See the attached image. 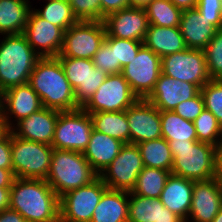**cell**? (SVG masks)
Masks as SVG:
<instances>
[{
	"mask_svg": "<svg viewBox=\"0 0 222 222\" xmlns=\"http://www.w3.org/2000/svg\"><path fill=\"white\" fill-rule=\"evenodd\" d=\"M2 95H3V92H2V90L0 89V107H1V103H2Z\"/></svg>",
	"mask_w": 222,
	"mask_h": 222,
	"instance_id": "obj_53",
	"label": "cell"
},
{
	"mask_svg": "<svg viewBox=\"0 0 222 222\" xmlns=\"http://www.w3.org/2000/svg\"><path fill=\"white\" fill-rule=\"evenodd\" d=\"M105 37L104 21L78 20L64 32L63 45L57 57L92 59Z\"/></svg>",
	"mask_w": 222,
	"mask_h": 222,
	"instance_id": "obj_8",
	"label": "cell"
},
{
	"mask_svg": "<svg viewBox=\"0 0 222 222\" xmlns=\"http://www.w3.org/2000/svg\"><path fill=\"white\" fill-rule=\"evenodd\" d=\"M101 3V21L111 13L129 7L128 0H100Z\"/></svg>",
	"mask_w": 222,
	"mask_h": 222,
	"instance_id": "obj_44",
	"label": "cell"
},
{
	"mask_svg": "<svg viewBox=\"0 0 222 222\" xmlns=\"http://www.w3.org/2000/svg\"><path fill=\"white\" fill-rule=\"evenodd\" d=\"M150 25L179 27L182 10L170 0H153L145 7Z\"/></svg>",
	"mask_w": 222,
	"mask_h": 222,
	"instance_id": "obj_33",
	"label": "cell"
},
{
	"mask_svg": "<svg viewBox=\"0 0 222 222\" xmlns=\"http://www.w3.org/2000/svg\"><path fill=\"white\" fill-rule=\"evenodd\" d=\"M143 168L139 147L136 144H124L116 158L99 177L108 189L131 192Z\"/></svg>",
	"mask_w": 222,
	"mask_h": 222,
	"instance_id": "obj_11",
	"label": "cell"
},
{
	"mask_svg": "<svg viewBox=\"0 0 222 222\" xmlns=\"http://www.w3.org/2000/svg\"><path fill=\"white\" fill-rule=\"evenodd\" d=\"M42 108L43 106L39 95L28 83L11 87L3 92L0 110L10 129L13 128L9 120L12 115H14V118L16 117L17 122H19L21 119L29 117L32 113Z\"/></svg>",
	"mask_w": 222,
	"mask_h": 222,
	"instance_id": "obj_20",
	"label": "cell"
},
{
	"mask_svg": "<svg viewBox=\"0 0 222 222\" xmlns=\"http://www.w3.org/2000/svg\"><path fill=\"white\" fill-rule=\"evenodd\" d=\"M139 147L144 167L171 171L173 155L166 139L159 138L137 144Z\"/></svg>",
	"mask_w": 222,
	"mask_h": 222,
	"instance_id": "obj_30",
	"label": "cell"
},
{
	"mask_svg": "<svg viewBox=\"0 0 222 222\" xmlns=\"http://www.w3.org/2000/svg\"><path fill=\"white\" fill-rule=\"evenodd\" d=\"M98 176L83 153L53 148L46 181L59 198L71 190L88 185Z\"/></svg>",
	"mask_w": 222,
	"mask_h": 222,
	"instance_id": "obj_5",
	"label": "cell"
},
{
	"mask_svg": "<svg viewBox=\"0 0 222 222\" xmlns=\"http://www.w3.org/2000/svg\"><path fill=\"white\" fill-rule=\"evenodd\" d=\"M193 187L194 181L171 173L160 196L161 203L185 222L189 219Z\"/></svg>",
	"mask_w": 222,
	"mask_h": 222,
	"instance_id": "obj_22",
	"label": "cell"
},
{
	"mask_svg": "<svg viewBox=\"0 0 222 222\" xmlns=\"http://www.w3.org/2000/svg\"><path fill=\"white\" fill-rule=\"evenodd\" d=\"M77 20L101 21L100 0H67Z\"/></svg>",
	"mask_w": 222,
	"mask_h": 222,
	"instance_id": "obj_40",
	"label": "cell"
},
{
	"mask_svg": "<svg viewBox=\"0 0 222 222\" xmlns=\"http://www.w3.org/2000/svg\"><path fill=\"white\" fill-rule=\"evenodd\" d=\"M170 174L171 171L144 167L139 173L136 185L131 192L142 197L160 198Z\"/></svg>",
	"mask_w": 222,
	"mask_h": 222,
	"instance_id": "obj_32",
	"label": "cell"
},
{
	"mask_svg": "<svg viewBox=\"0 0 222 222\" xmlns=\"http://www.w3.org/2000/svg\"><path fill=\"white\" fill-rule=\"evenodd\" d=\"M92 131L91 117L82 108L59 111L51 146L55 149L83 153L88 146Z\"/></svg>",
	"mask_w": 222,
	"mask_h": 222,
	"instance_id": "obj_7",
	"label": "cell"
},
{
	"mask_svg": "<svg viewBox=\"0 0 222 222\" xmlns=\"http://www.w3.org/2000/svg\"><path fill=\"white\" fill-rule=\"evenodd\" d=\"M0 168L13 172L11 158V131L0 140Z\"/></svg>",
	"mask_w": 222,
	"mask_h": 222,
	"instance_id": "obj_43",
	"label": "cell"
},
{
	"mask_svg": "<svg viewBox=\"0 0 222 222\" xmlns=\"http://www.w3.org/2000/svg\"><path fill=\"white\" fill-rule=\"evenodd\" d=\"M179 29L186 48L203 50L218 30L195 9L183 10Z\"/></svg>",
	"mask_w": 222,
	"mask_h": 222,
	"instance_id": "obj_23",
	"label": "cell"
},
{
	"mask_svg": "<svg viewBox=\"0 0 222 222\" xmlns=\"http://www.w3.org/2000/svg\"><path fill=\"white\" fill-rule=\"evenodd\" d=\"M197 10L217 29H222V0H197Z\"/></svg>",
	"mask_w": 222,
	"mask_h": 222,
	"instance_id": "obj_41",
	"label": "cell"
},
{
	"mask_svg": "<svg viewBox=\"0 0 222 222\" xmlns=\"http://www.w3.org/2000/svg\"><path fill=\"white\" fill-rule=\"evenodd\" d=\"M59 111L43 107L17 122L11 132L24 140L51 145ZM16 130V131H15Z\"/></svg>",
	"mask_w": 222,
	"mask_h": 222,
	"instance_id": "obj_21",
	"label": "cell"
},
{
	"mask_svg": "<svg viewBox=\"0 0 222 222\" xmlns=\"http://www.w3.org/2000/svg\"><path fill=\"white\" fill-rule=\"evenodd\" d=\"M0 43V89L28 83L40 56L29 45L24 34L6 35Z\"/></svg>",
	"mask_w": 222,
	"mask_h": 222,
	"instance_id": "obj_4",
	"label": "cell"
},
{
	"mask_svg": "<svg viewBox=\"0 0 222 222\" xmlns=\"http://www.w3.org/2000/svg\"><path fill=\"white\" fill-rule=\"evenodd\" d=\"M138 99L121 73L111 74L81 108L87 113L126 111Z\"/></svg>",
	"mask_w": 222,
	"mask_h": 222,
	"instance_id": "obj_10",
	"label": "cell"
},
{
	"mask_svg": "<svg viewBox=\"0 0 222 222\" xmlns=\"http://www.w3.org/2000/svg\"><path fill=\"white\" fill-rule=\"evenodd\" d=\"M69 84L75 91V100L82 107L108 76L94 66L92 59L57 57Z\"/></svg>",
	"mask_w": 222,
	"mask_h": 222,
	"instance_id": "obj_14",
	"label": "cell"
},
{
	"mask_svg": "<svg viewBox=\"0 0 222 222\" xmlns=\"http://www.w3.org/2000/svg\"><path fill=\"white\" fill-rule=\"evenodd\" d=\"M10 188L0 187V212L10 208Z\"/></svg>",
	"mask_w": 222,
	"mask_h": 222,
	"instance_id": "obj_47",
	"label": "cell"
},
{
	"mask_svg": "<svg viewBox=\"0 0 222 222\" xmlns=\"http://www.w3.org/2000/svg\"><path fill=\"white\" fill-rule=\"evenodd\" d=\"M222 206V178L195 181L189 216L193 222H211Z\"/></svg>",
	"mask_w": 222,
	"mask_h": 222,
	"instance_id": "obj_18",
	"label": "cell"
},
{
	"mask_svg": "<svg viewBox=\"0 0 222 222\" xmlns=\"http://www.w3.org/2000/svg\"><path fill=\"white\" fill-rule=\"evenodd\" d=\"M204 109V99L199 92L194 98L178 104L174 112L183 119L194 121Z\"/></svg>",
	"mask_w": 222,
	"mask_h": 222,
	"instance_id": "obj_42",
	"label": "cell"
},
{
	"mask_svg": "<svg viewBox=\"0 0 222 222\" xmlns=\"http://www.w3.org/2000/svg\"><path fill=\"white\" fill-rule=\"evenodd\" d=\"M15 176L9 169L0 168V187H12Z\"/></svg>",
	"mask_w": 222,
	"mask_h": 222,
	"instance_id": "obj_46",
	"label": "cell"
},
{
	"mask_svg": "<svg viewBox=\"0 0 222 222\" xmlns=\"http://www.w3.org/2000/svg\"><path fill=\"white\" fill-rule=\"evenodd\" d=\"M173 155L171 173L192 181L217 177V147L198 140L168 141Z\"/></svg>",
	"mask_w": 222,
	"mask_h": 222,
	"instance_id": "obj_3",
	"label": "cell"
},
{
	"mask_svg": "<svg viewBox=\"0 0 222 222\" xmlns=\"http://www.w3.org/2000/svg\"><path fill=\"white\" fill-rule=\"evenodd\" d=\"M128 1H129V7L145 8L153 0H128Z\"/></svg>",
	"mask_w": 222,
	"mask_h": 222,
	"instance_id": "obj_51",
	"label": "cell"
},
{
	"mask_svg": "<svg viewBox=\"0 0 222 222\" xmlns=\"http://www.w3.org/2000/svg\"><path fill=\"white\" fill-rule=\"evenodd\" d=\"M10 208L28 222H60L59 196L46 180L15 178Z\"/></svg>",
	"mask_w": 222,
	"mask_h": 222,
	"instance_id": "obj_1",
	"label": "cell"
},
{
	"mask_svg": "<svg viewBox=\"0 0 222 222\" xmlns=\"http://www.w3.org/2000/svg\"><path fill=\"white\" fill-rule=\"evenodd\" d=\"M128 198L129 192L107 189L90 222H128Z\"/></svg>",
	"mask_w": 222,
	"mask_h": 222,
	"instance_id": "obj_27",
	"label": "cell"
},
{
	"mask_svg": "<svg viewBox=\"0 0 222 222\" xmlns=\"http://www.w3.org/2000/svg\"><path fill=\"white\" fill-rule=\"evenodd\" d=\"M128 222H185L166 208L160 198L142 197L129 192Z\"/></svg>",
	"mask_w": 222,
	"mask_h": 222,
	"instance_id": "obj_24",
	"label": "cell"
},
{
	"mask_svg": "<svg viewBox=\"0 0 222 222\" xmlns=\"http://www.w3.org/2000/svg\"><path fill=\"white\" fill-rule=\"evenodd\" d=\"M41 18L66 31L78 20L67 0H49L43 10H34Z\"/></svg>",
	"mask_w": 222,
	"mask_h": 222,
	"instance_id": "obj_34",
	"label": "cell"
},
{
	"mask_svg": "<svg viewBox=\"0 0 222 222\" xmlns=\"http://www.w3.org/2000/svg\"><path fill=\"white\" fill-rule=\"evenodd\" d=\"M199 92L197 85L161 73L146 100L159 111H174L178 104L194 98Z\"/></svg>",
	"mask_w": 222,
	"mask_h": 222,
	"instance_id": "obj_19",
	"label": "cell"
},
{
	"mask_svg": "<svg viewBox=\"0 0 222 222\" xmlns=\"http://www.w3.org/2000/svg\"><path fill=\"white\" fill-rule=\"evenodd\" d=\"M143 45L161 58L186 49L179 27L149 25Z\"/></svg>",
	"mask_w": 222,
	"mask_h": 222,
	"instance_id": "obj_26",
	"label": "cell"
},
{
	"mask_svg": "<svg viewBox=\"0 0 222 222\" xmlns=\"http://www.w3.org/2000/svg\"><path fill=\"white\" fill-rule=\"evenodd\" d=\"M11 129L8 127L7 122L5 121V118L0 110V140H2Z\"/></svg>",
	"mask_w": 222,
	"mask_h": 222,
	"instance_id": "obj_49",
	"label": "cell"
},
{
	"mask_svg": "<svg viewBox=\"0 0 222 222\" xmlns=\"http://www.w3.org/2000/svg\"><path fill=\"white\" fill-rule=\"evenodd\" d=\"M28 84L39 95L45 108L60 112L81 108L57 57H40L35 63Z\"/></svg>",
	"mask_w": 222,
	"mask_h": 222,
	"instance_id": "obj_2",
	"label": "cell"
},
{
	"mask_svg": "<svg viewBox=\"0 0 222 222\" xmlns=\"http://www.w3.org/2000/svg\"><path fill=\"white\" fill-rule=\"evenodd\" d=\"M193 124L198 141L218 146L222 140V126L209 110L204 109Z\"/></svg>",
	"mask_w": 222,
	"mask_h": 222,
	"instance_id": "obj_35",
	"label": "cell"
},
{
	"mask_svg": "<svg viewBox=\"0 0 222 222\" xmlns=\"http://www.w3.org/2000/svg\"><path fill=\"white\" fill-rule=\"evenodd\" d=\"M130 144L162 138L160 111L146 99H138L126 111Z\"/></svg>",
	"mask_w": 222,
	"mask_h": 222,
	"instance_id": "obj_16",
	"label": "cell"
},
{
	"mask_svg": "<svg viewBox=\"0 0 222 222\" xmlns=\"http://www.w3.org/2000/svg\"><path fill=\"white\" fill-rule=\"evenodd\" d=\"M106 32L111 37L142 41L149 27L145 8L127 7L109 14L104 19Z\"/></svg>",
	"mask_w": 222,
	"mask_h": 222,
	"instance_id": "obj_17",
	"label": "cell"
},
{
	"mask_svg": "<svg viewBox=\"0 0 222 222\" xmlns=\"http://www.w3.org/2000/svg\"><path fill=\"white\" fill-rule=\"evenodd\" d=\"M211 222H222V206L218 214L214 217V219Z\"/></svg>",
	"mask_w": 222,
	"mask_h": 222,
	"instance_id": "obj_52",
	"label": "cell"
},
{
	"mask_svg": "<svg viewBox=\"0 0 222 222\" xmlns=\"http://www.w3.org/2000/svg\"><path fill=\"white\" fill-rule=\"evenodd\" d=\"M162 73L161 57L144 45L136 57L122 68L121 74L139 99H146Z\"/></svg>",
	"mask_w": 222,
	"mask_h": 222,
	"instance_id": "obj_12",
	"label": "cell"
},
{
	"mask_svg": "<svg viewBox=\"0 0 222 222\" xmlns=\"http://www.w3.org/2000/svg\"><path fill=\"white\" fill-rule=\"evenodd\" d=\"M64 30L30 11L24 30L29 45L40 57H57L61 51ZM38 47V48H37ZM41 50V52L39 51Z\"/></svg>",
	"mask_w": 222,
	"mask_h": 222,
	"instance_id": "obj_15",
	"label": "cell"
},
{
	"mask_svg": "<svg viewBox=\"0 0 222 222\" xmlns=\"http://www.w3.org/2000/svg\"><path fill=\"white\" fill-rule=\"evenodd\" d=\"M217 171L218 175L222 177V140L217 146Z\"/></svg>",
	"mask_w": 222,
	"mask_h": 222,
	"instance_id": "obj_50",
	"label": "cell"
},
{
	"mask_svg": "<svg viewBox=\"0 0 222 222\" xmlns=\"http://www.w3.org/2000/svg\"><path fill=\"white\" fill-rule=\"evenodd\" d=\"M177 8L183 10L195 9L197 0H170Z\"/></svg>",
	"mask_w": 222,
	"mask_h": 222,
	"instance_id": "obj_48",
	"label": "cell"
},
{
	"mask_svg": "<svg viewBox=\"0 0 222 222\" xmlns=\"http://www.w3.org/2000/svg\"><path fill=\"white\" fill-rule=\"evenodd\" d=\"M107 185L98 176L86 186L71 190L59 198L60 222H90Z\"/></svg>",
	"mask_w": 222,
	"mask_h": 222,
	"instance_id": "obj_9",
	"label": "cell"
},
{
	"mask_svg": "<svg viewBox=\"0 0 222 222\" xmlns=\"http://www.w3.org/2000/svg\"><path fill=\"white\" fill-rule=\"evenodd\" d=\"M125 143L93 129L87 148L83 152L92 169L101 172L116 158Z\"/></svg>",
	"mask_w": 222,
	"mask_h": 222,
	"instance_id": "obj_25",
	"label": "cell"
},
{
	"mask_svg": "<svg viewBox=\"0 0 222 222\" xmlns=\"http://www.w3.org/2000/svg\"><path fill=\"white\" fill-rule=\"evenodd\" d=\"M93 129L122 141L130 143V130L125 111L89 113Z\"/></svg>",
	"mask_w": 222,
	"mask_h": 222,
	"instance_id": "obj_29",
	"label": "cell"
},
{
	"mask_svg": "<svg viewBox=\"0 0 222 222\" xmlns=\"http://www.w3.org/2000/svg\"><path fill=\"white\" fill-rule=\"evenodd\" d=\"M92 61L97 69L104 71L107 75L121 73L120 63H116L115 47L104 40L98 51L94 54Z\"/></svg>",
	"mask_w": 222,
	"mask_h": 222,
	"instance_id": "obj_39",
	"label": "cell"
},
{
	"mask_svg": "<svg viewBox=\"0 0 222 222\" xmlns=\"http://www.w3.org/2000/svg\"><path fill=\"white\" fill-rule=\"evenodd\" d=\"M52 152L51 145L24 140L11 132V158L15 178L46 180Z\"/></svg>",
	"mask_w": 222,
	"mask_h": 222,
	"instance_id": "obj_6",
	"label": "cell"
},
{
	"mask_svg": "<svg viewBox=\"0 0 222 222\" xmlns=\"http://www.w3.org/2000/svg\"><path fill=\"white\" fill-rule=\"evenodd\" d=\"M162 74L197 85L200 89L211 80L204 50L189 49L161 58Z\"/></svg>",
	"mask_w": 222,
	"mask_h": 222,
	"instance_id": "obj_13",
	"label": "cell"
},
{
	"mask_svg": "<svg viewBox=\"0 0 222 222\" xmlns=\"http://www.w3.org/2000/svg\"><path fill=\"white\" fill-rule=\"evenodd\" d=\"M105 41L110 47H115L116 63H120L122 68L130 63L133 57H136L139 49L143 46L142 41L111 37L107 32Z\"/></svg>",
	"mask_w": 222,
	"mask_h": 222,
	"instance_id": "obj_38",
	"label": "cell"
},
{
	"mask_svg": "<svg viewBox=\"0 0 222 222\" xmlns=\"http://www.w3.org/2000/svg\"><path fill=\"white\" fill-rule=\"evenodd\" d=\"M30 7L28 0H0V34H23Z\"/></svg>",
	"mask_w": 222,
	"mask_h": 222,
	"instance_id": "obj_28",
	"label": "cell"
},
{
	"mask_svg": "<svg viewBox=\"0 0 222 222\" xmlns=\"http://www.w3.org/2000/svg\"><path fill=\"white\" fill-rule=\"evenodd\" d=\"M204 107L209 110L222 126V80L211 79L201 89Z\"/></svg>",
	"mask_w": 222,
	"mask_h": 222,
	"instance_id": "obj_37",
	"label": "cell"
},
{
	"mask_svg": "<svg viewBox=\"0 0 222 222\" xmlns=\"http://www.w3.org/2000/svg\"><path fill=\"white\" fill-rule=\"evenodd\" d=\"M0 222H28L19 212L11 208L0 212Z\"/></svg>",
	"mask_w": 222,
	"mask_h": 222,
	"instance_id": "obj_45",
	"label": "cell"
},
{
	"mask_svg": "<svg viewBox=\"0 0 222 222\" xmlns=\"http://www.w3.org/2000/svg\"><path fill=\"white\" fill-rule=\"evenodd\" d=\"M211 79L222 80V29H218L203 49Z\"/></svg>",
	"mask_w": 222,
	"mask_h": 222,
	"instance_id": "obj_36",
	"label": "cell"
},
{
	"mask_svg": "<svg viewBox=\"0 0 222 222\" xmlns=\"http://www.w3.org/2000/svg\"><path fill=\"white\" fill-rule=\"evenodd\" d=\"M161 133L167 141L198 140L193 121L183 119L174 111H160Z\"/></svg>",
	"mask_w": 222,
	"mask_h": 222,
	"instance_id": "obj_31",
	"label": "cell"
}]
</instances>
